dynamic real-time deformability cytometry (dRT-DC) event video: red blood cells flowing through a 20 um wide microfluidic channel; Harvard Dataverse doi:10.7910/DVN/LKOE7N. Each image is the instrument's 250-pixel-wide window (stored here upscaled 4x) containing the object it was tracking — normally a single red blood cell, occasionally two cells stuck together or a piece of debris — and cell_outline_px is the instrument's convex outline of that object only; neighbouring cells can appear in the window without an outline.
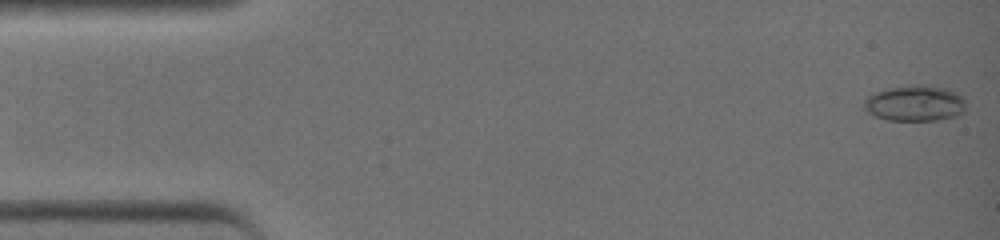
{"species": "common noctule bat (a hibernating species)", "species_latin": "Nyctalus noctula", "temperature_condition": "warm", "stored_images_in_passage": 42, "camera_frame_rate_fps": 3000, "um_per_image_px": 0.085, "animal": {"sex": "female", "body_mass_g": 19.0, "forearm_length_mm": 51.5}, "frame": {"image": 1, "passage_image": 1, "time_ms": 0.0, "image_size_px": [1000, 240], "cell_outline_px": [[964, 112], [956, 116], [940, 120], [888, 120], [864, 112], [860, 108], [864, 100], [872, 92], [884, 88], [908, 84], [924, 84], [948, 88], [964, 96]], "centroid_in_image_um": [77.71, 8.75], "position_along_channel_um": 7.3, "area_um2": 22.08}}
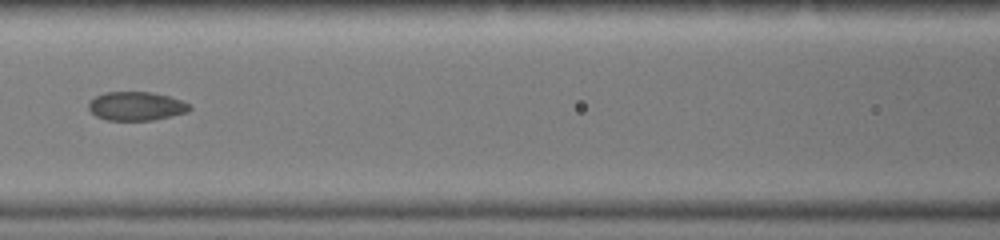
{"frame": {"image": 2, "passage_image": 19, "time_ms": 6.0, "image_size_px": [1000, 240], "cell_outline_px": [[192, 108], [184, 112], [152, 120], [108, 120], [96, 116], [88, 108], [88, 104], [96, 96], [104, 92], [152, 92], [168, 96], [180, 100], [188, 104]], "centroid_in_image_um": [11.54, 9.01], "position_along_channel_um": 155.1, "area_um2": 16.59}}
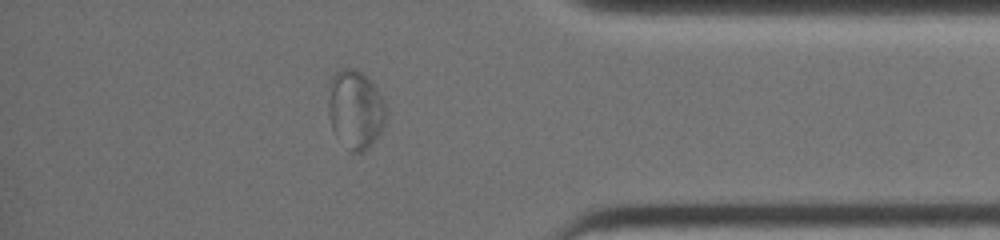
{"frame": {"image": 3, "passage_image": 36, "time_ms": 11.667, "image_size_px": [1000, 240], "cell_outline_px": [[384, 120], [380, 132], [360, 152], [352, 152], [332, 128], [328, 108], [332, 76], [340, 68], [352, 68], [360, 72], [376, 88], [384, 104]], "centroid_in_image_um": [30.18, 9.25], "position_along_channel_um": 405.0, "area_um2": 25.03}}